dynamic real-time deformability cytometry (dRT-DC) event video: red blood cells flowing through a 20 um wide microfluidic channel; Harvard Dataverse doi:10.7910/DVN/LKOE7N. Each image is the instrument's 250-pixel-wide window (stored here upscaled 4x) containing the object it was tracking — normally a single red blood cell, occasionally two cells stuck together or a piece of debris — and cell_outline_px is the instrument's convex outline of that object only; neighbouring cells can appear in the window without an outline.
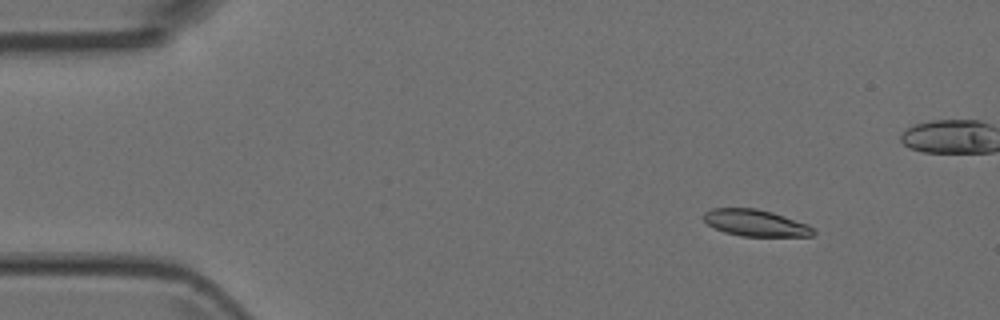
{"species": "Egyptian fruit bat (a non-hibernating species)", "species_latin": "Rousettus aegyptiacus", "temperature_condition": "room temperature", "stored_images_in_passage": 5, "camera_frame_rate_fps": 3000, "um_per_image_px": 0.085, "animal": {"sex": "female"}, "frame": {"image": 1, "passage_image": 2, "time_ms": 0.333, "image_size_px": [1000, 320], "cell_outline_px": [[816, 232], [812, 236], [740, 236], [724, 232], [708, 224], [704, 220], [704, 212], [712, 208], [756, 208], [772, 212], [808, 224]], "centroid_in_image_um": [64.22, 18.95], "position_along_channel_um": 20.8, "area_um2": 16.94}}